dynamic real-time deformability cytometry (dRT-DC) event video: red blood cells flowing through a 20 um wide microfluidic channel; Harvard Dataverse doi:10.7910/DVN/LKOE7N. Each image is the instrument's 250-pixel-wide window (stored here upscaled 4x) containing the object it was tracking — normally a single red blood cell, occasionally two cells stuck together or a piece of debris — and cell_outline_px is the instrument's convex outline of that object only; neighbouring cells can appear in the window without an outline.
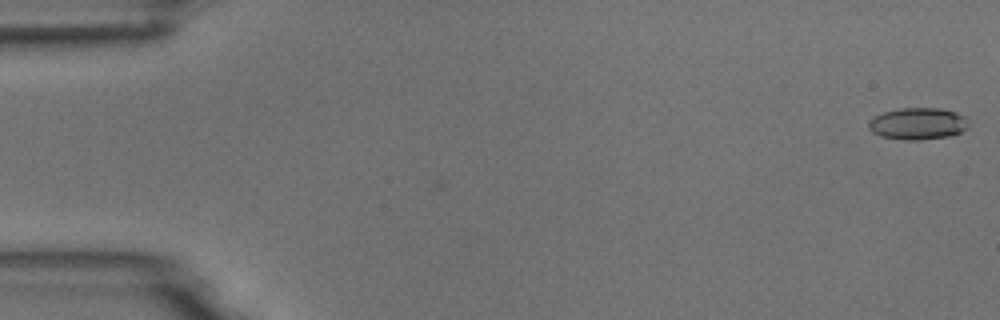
{"species": "common noctule bat (a hibernating species)", "species_latin": "Nyctalus noctula", "temperature_condition": "room temperature", "stored_images_in_passage": 3, "camera_frame_rate_fps": 3000, "um_per_image_px": 0.085, "animal": {"sex": "male", "body_mass_g": 18.8}, "frame": {"image": 1, "passage_image": 3, "time_ms": 0.667, "image_size_px": [1000, 320], "cell_outline_px": [[968, 128], [960, 132], [948, 136], [920, 140], [904, 140], [880, 136], [872, 132], [868, 128], [868, 124], [876, 116], [884, 112], [900, 108], [940, 108], [956, 112], [964, 116], [968, 120]], "centroid_in_image_um": [78.03, 10.51], "position_along_channel_um": 7.0, "area_um2": 18.5}}